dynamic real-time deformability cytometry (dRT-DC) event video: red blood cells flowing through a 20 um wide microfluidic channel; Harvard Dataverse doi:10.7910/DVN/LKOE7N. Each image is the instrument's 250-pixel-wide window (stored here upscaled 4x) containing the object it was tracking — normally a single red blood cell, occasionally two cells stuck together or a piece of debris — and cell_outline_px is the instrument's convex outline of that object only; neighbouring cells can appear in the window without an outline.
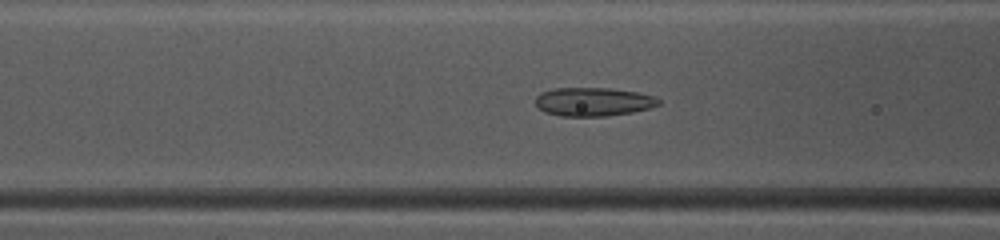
{"species": "common noctule bat (a hibernating species)", "species_latin": "Nyctalus noctula", "temperature_condition": "warm", "stored_images_in_passage": 42, "camera_frame_rate_fps": 3000, "um_per_image_px": 0.085, "animal": {"sex": "female", "body_mass_g": 10.0, "forearm_length_mm": 53.1}, "frame": {"image": 1, "passage_image": 13, "time_ms": 4.0, "image_size_px": [1000, 240], "cell_outline_px": [[660, 104], [648, 108], [632, 112], [608, 116], [560, 116], [544, 112], [536, 104], [536, 96], [540, 92], [556, 88], [608, 88], [636, 92], [656, 96], [660, 100]], "centroid_in_image_um": [50.42, 8.65], "position_along_channel_um": 116.2, "area_um2": 20.52}}
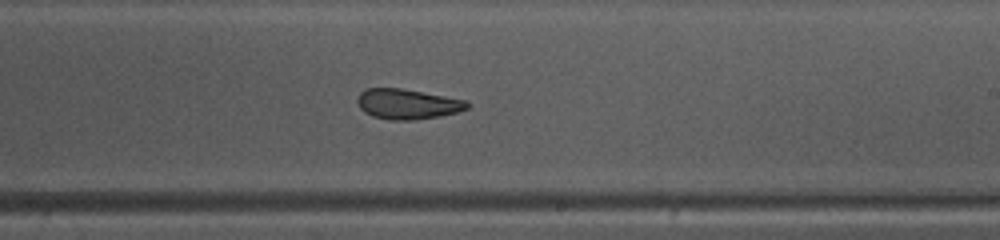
{"frame": {"image": 2, "passage_image": 23, "time_ms": 7.333, "image_size_px": [1000, 240], "cell_outline_px": [[472, 104], [468, 108], [456, 112], [440, 116], [412, 120], [388, 120], [372, 116], [364, 112], [360, 108], [356, 100], [360, 92], [364, 88], [400, 88], [464, 100]], "centroid_in_image_um": [34.58, 8.85], "position_along_channel_um": 254.4, "area_um2": 19.25}}
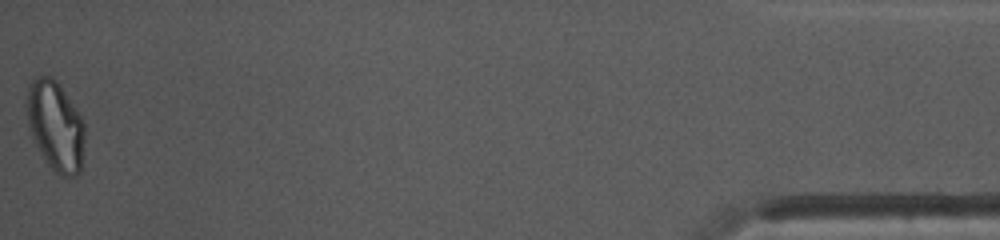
{"frame": {"image": 3, "passage_image": 42, "time_ms": 13.667, "image_size_px": [1000, 240], "cell_outline_px": [[84, 140], [80, 172], [76, 176], [64, 176], [56, 172], [48, 164], [36, 144], [32, 136], [28, 124], [24, 104], [28, 84], [32, 80], [40, 76], [52, 76], [56, 80], [76, 108], [84, 124]], "centroid_in_image_um": [4.68, 10.66], "position_along_channel_um": 430.5, "area_um2": 30.29}, "authors_computed_cell_mechanics": {"area_um2": 21.2704, "velocity_mm_per_s": 4.1364, "shape_relaxation_time_tau1_ms": null, "shape_relaxation_time_tau2_ms": 1.6841, "deformation_change_tau1": null, "deformation_change_tau2": 0.0755}}